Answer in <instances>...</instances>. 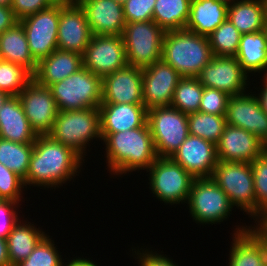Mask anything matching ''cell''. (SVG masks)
<instances>
[{
	"mask_svg": "<svg viewBox=\"0 0 267 266\" xmlns=\"http://www.w3.org/2000/svg\"><path fill=\"white\" fill-rule=\"evenodd\" d=\"M49 88L59 111L95 108L102 102V77L84 66Z\"/></svg>",
	"mask_w": 267,
	"mask_h": 266,
	"instance_id": "obj_5",
	"label": "cell"
},
{
	"mask_svg": "<svg viewBox=\"0 0 267 266\" xmlns=\"http://www.w3.org/2000/svg\"><path fill=\"white\" fill-rule=\"evenodd\" d=\"M53 140L72 148L83 159L89 141L100 134L99 107L82 110L58 111L52 130L48 134Z\"/></svg>",
	"mask_w": 267,
	"mask_h": 266,
	"instance_id": "obj_4",
	"label": "cell"
},
{
	"mask_svg": "<svg viewBox=\"0 0 267 266\" xmlns=\"http://www.w3.org/2000/svg\"><path fill=\"white\" fill-rule=\"evenodd\" d=\"M251 168L256 199L255 225H259L267 217V154L264 151L251 162Z\"/></svg>",
	"mask_w": 267,
	"mask_h": 266,
	"instance_id": "obj_37",
	"label": "cell"
},
{
	"mask_svg": "<svg viewBox=\"0 0 267 266\" xmlns=\"http://www.w3.org/2000/svg\"><path fill=\"white\" fill-rule=\"evenodd\" d=\"M17 22L11 7L0 6V34L14 26Z\"/></svg>",
	"mask_w": 267,
	"mask_h": 266,
	"instance_id": "obj_45",
	"label": "cell"
},
{
	"mask_svg": "<svg viewBox=\"0 0 267 266\" xmlns=\"http://www.w3.org/2000/svg\"><path fill=\"white\" fill-rule=\"evenodd\" d=\"M100 133H117L143 127L147 123V109L143 104L101 103Z\"/></svg>",
	"mask_w": 267,
	"mask_h": 266,
	"instance_id": "obj_23",
	"label": "cell"
},
{
	"mask_svg": "<svg viewBox=\"0 0 267 266\" xmlns=\"http://www.w3.org/2000/svg\"><path fill=\"white\" fill-rule=\"evenodd\" d=\"M84 159L72 148L53 140L49 135H38L24 180L25 188L61 187L80 174ZM76 174V175H75Z\"/></svg>",
	"mask_w": 267,
	"mask_h": 266,
	"instance_id": "obj_1",
	"label": "cell"
},
{
	"mask_svg": "<svg viewBox=\"0 0 267 266\" xmlns=\"http://www.w3.org/2000/svg\"><path fill=\"white\" fill-rule=\"evenodd\" d=\"M82 67L83 61L80 53L56 49L37 63L33 79L39 85L50 87L71 76Z\"/></svg>",
	"mask_w": 267,
	"mask_h": 266,
	"instance_id": "obj_24",
	"label": "cell"
},
{
	"mask_svg": "<svg viewBox=\"0 0 267 266\" xmlns=\"http://www.w3.org/2000/svg\"><path fill=\"white\" fill-rule=\"evenodd\" d=\"M189 134L208 140L215 145L224 132L225 116L195 112L187 115Z\"/></svg>",
	"mask_w": 267,
	"mask_h": 266,
	"instance_id": "obj_33",
	"label": "cell"
},
{
	"mask_svg": "<svg viewBox=\"0 0 267 266\" xmlns=\"http://www.w3.org/2000/svg\"><path fill=\"white\" fill-rule=\"evenodd\" d=\"M0 266H11L6 239L0 238Z\"/></svg>",
	"mask_w": 267,
	"mask_h": 266,
	"instance_id": "obj_47",
	"label": "cell"
},
{
	"mask_svg": "<svg viewBox=\"0 0 267 266\" xmlns=\"http://www.w3.org/2000/svg\"><path fill=\"white\" fill-rule=\"evenodd\" d=\"M187 204L195 223L205 225L226 221L234 207L212 178H194Z\"/></svg>",
	"mask_w": 267,
	"mask_h": 266,
	"instance_id": "obj_10",
	"label": "cell"
},
{
	"mask_svg": "<svg viewBox=\"0 0 267 266\" xmlns=\"http://www.w3.org/2000/svg\"><path fill=\"white\" fill-rule=\"evenodd\" d=\"M37 136L18 96H10L0 109V138L18 143H34Z\"/></svg>",
	"mask_w": 267,
	"mask_h": 266,
	"instance_id": "obj_26",
	"label": "cell"
},
{
	"mask_svg": "<svg viewBox=\"0 0 267 266\" xmlns=\"http://www.w3.org/2000/svg\"><path fill=\"white\" fill-rule=\"evenodd\" d=\"M243 71L249 75L267 73V30L241 34L240 43L235 56Z\"/></svg>",
	"mask_w": 267,
	"mask_h": 266,
	"instance_id": "obj_28",
	"label": "cell"
},
{
	"mask_svg": "<svg viewBox=\"0 0 267 266\" xmlns=\"http://www.w3.org/2000/svg\"><path fill=\"white\" fill-rule=\"evenodd\" d=\"M66 1L59 0L54 5L19 21L28 40L30 53L37 62L58 49L60 7Z\"/></svg>",
	"mask_w": 267,
	"mask_h": 266,
	"instance_id": "obj_11",
	"label": "cell"
},
{
	"mask_svg": "<svg viewBox=\"0 0 267 266\" xmlns=\"http://www.w3.org/2000/svg\"><path fill=\"white\" fill-rule=\"evenodd\" d=\"M230 0H191L185 30L208 37L228 16Z\"/></svg>",
	"mask_w": 267,
	"mask_h": 266,
	"instance_id": "obj_25",
	"label": "cell"
},
{
	"mask_svg": "<svg viewBox=\"0 0 267 266\" xmlns=\"http://www.w3.org/2000/svg\"><path fill=\"white\" fill-rule=\"evenodd\" d=\"M191 0H156L153 21L164 31L185 29Z\"/></svg>",
	"mask_w": 267,
	"mask_h": 266,
	"instance_id": "obj_31",
	"label": "cell"
},
{
	"mask_svg": "<svg viewBox=\"0 0 267 266\" xmlns=\"http://www.w3.org/2000/svg\"><path fill=\"white\" fill-rule=\"evenodd\" d=\"M203 88L197 77H182L174 90L170 106L187 115L198 112Z\"/></svg>",
	"mask_w": 267,
	"mask_h": 266,
	"instance_id": "obj_34",
	"label": "cell"
},
{
	"mask_svg": "<svg viewBox=\"0 0 267 266\" xmlns=\"http://www.w3.org/2000/svg\"><path fill=\"white\" fill-rule=\"evenodd\" d=\"M229 95L215 88L204 87L199 112L226 115Z\"/></svg>",
	"mask_w": 267,
	"mask_h": 266,
	"instance_id": "obj_40",
	"label": "cell"
},
{
	"mask_svg": "<svg viewBox=\"0 0 267 266\" xmlns=\"http://www.w3.org/2000/svg\"><path fill=\"white\" fill-rule=\"evenodd\" d=\"M229 253V266H261L267 261V234L258 226H237Z\"/></svg>",
	"mask_w": 267,
	"mask_h": 266,
	"instance_id": "obj_20",
	"label": "cell"
},
{
	"mask_svg": "<svg viewBox=\"0 0 267 266\" xmlns=\"http://www.w3.org/2000/svg\"><path fill=\"white\" fill-rule=\"evenodd\" d=\"M59 0H12L11 9L18 21L54 5Z\"/></svg>",
	"mask_w": 267,
	"mask_h": 266,
	"instance_id": "obj_43",
	"label": "cell"
},
{
	"mask_svg": "<svg viewBox=\"0 0 267 266\" xmlns=\"http://www.w3.org/2000/svg\"><path fill=\"white\" fill-rule=\"evenodd\" d=\"M54 240L47 234L34 248L32 253L15 266H63L62 255L57 250Z\"/></svg>",
	"mask_w": 267,
	"mask_h": 266,
	"instance_id": "obj_38",
	"label": "cell"
},
{
	"mask_svg": "<svg viewBox=\"0 0 267 266\" xmlns=\"http://www.w3.org/2000/svg\"><path fill=\"white\" fill-rule=\"evenodd\" d=\"M147 123L158 157H171L189 136L187 114L171 106L148 109Z\"/></svg>",
	"mask_w": 267,
	"mask_h": 266,
	"instance_id": "obj_8",
	"label": "cell"
},
{
	"mask_svg": "<svg viewBox=\"0 0 267 266\" xmlns=\"http://www.w3.org/2000/svg\"><path fill=\"white\" fill-rule=\"evenodd\" d=\"M170 158L194 178H211L218 161L216 145L191 134Z\"/></svg>",
	"mask_w": 267,
	"mask_h": 266,
	"instance_id": "obj_18",
	"label": "cell"
},
{
	"mask_svg": "<svg viewBox=\"0 0 267 266\" xmlns=\"http://www.w3.org/2000/svg\"><path fill=\"white\" fill-rule=\"evenodd\" d=\"M264 76H262V84L261 86H263V88H261L260 93L256 94L258 96L257 99L260 103L261 109L267 114V76L265 74H263Z\"/></svg>",
	"mask_w": 267,
	"mask_h": 266,
	"instance_id": "obj_46",
	"label": "cell"
},
{
	"mask_svg": "<svg viewBox=\"0 0 267 266\" xmlns=\"http://www.w3.org/2000/svg\"><path fill=\"white\" fill-rule=\"evenodd\" d=\"M258 226L267 234V217Z\"/></svg>",
	"mask_w": 267,
	"mask_h": 266,
	"instance_id": "obj_50",
	"label": "cell"
},
{
	"mask_svg": "<svg viewBox=\"0 0 267 266\" xmlns=\"http://www.w3.org/2000/svg\"><path fill=\"white\" fill-rule=\"evenodd\" d=\"M24 180L0 163V197L20 204ZM23 188V189H22Z\"/></svg>",
	"mask_w": 267,
	"mask_h": 266,
	"instance_id": "obj_39",
	"label": "cell"
},
{
	"mask_svg": "<svg viewBox=\"0 0 267 266\" xmlns=\"http://www.w3.org/2000/svg\"><path fill=\"white\" fill-rule=\"evenodd\" d=\"M229 96L225 119L230 126L243 128L263 143L267 140V114L255 94Z\"/></svg>",
	"mask_w": 267,
	"mask_h": 266,
	"instance_id": "obj_17",
	"label": "cell"
},
{
	"mask_svg": "<svg viewBox=\"0 0 267 266\" xmlns=\"http://www.w3.org/2000/svg\"><path fill=\"white\" fill-rule=\"evenodd\" d=\"M22 205L12 200L0 202V238L6 239L13 226L19 221L16 210Z\"/></svg>",
	"mask_w": 267,
	"mask_h": 266,
	"instance_id": "obj_42",
	"label": "cell"
},
{
	"mask_svg": "<svg viewBox=\"0 0 267 266\" xmlns=\"http://www.w3.org/2000/svg\"><path fill=\"white\" fill-rule=\"evenodd\" d=\"M84 10L93 35H122L126 20L123 5L114 0H75Z\"/></svg>",
	"mask_w": 267,
	"mask_h": 266,
	"instance_id": "obj_22",
	"label": "cell"
},
{
	"mask_svg": "<svg viewBox=\"0 0 267 266\" xmlns=\"http://www.w3.org/2000/svg\"><path fill=\"white\" fill-rule=\"evenodd\" d=\"M92 36L84 10L75 0H67L60 7L57 48L82 55Z\"/></svg>",
	"mask_w": 267,
	"mask_h": 266,
	"instance_id": "obj_15",
	"label": "cell"
},
{
	"mask_svg": "<svg viewBox=\"0 0 267 266\" xmlns=\"http://www.w3.org/2000/svg\"><path fill=\"white\" fill-rule=\"evenodd\" d=\"M182 76L162 59L142 69L145 108L170 106L174 90Z\"/></svg>",
	"mask_w": 267,
	"mask_h": 266,
	"instance_id": "obj_16",
	"label": "cell"
},
{
	"mask_svg": "<svg viewBox=\"0 0 267 266\" xmlns=\"http://www.w3.org/2000/svg\"><path fill=\"white\" fill-rule=\"evenodd\" d=\"M156 0H127L123 4L126 23L153 20Z\"/></svg>",
	"mask_w": 267,
	"mask_h": 266,
	"instance_id": "obj_41",
	"label": "cell"
},
{
	"mask_svg": "<svg viewBox=\"0 0 267 266\" xmlns=\"http://www.w3.org/2000/svg\"><path fill=\"white\" fill-rule=\"evenodd\" d=\"M33 80V74L24 66L0 60V91L18 96Z\"/></svg>",
	"mask_w": 267,
	"mask_h": 266,
	"instance_id": "obj_36",
	"label": "cell"
},
{
	"mask_svg": "<svg viewBox=\"0 0 267 266\" xmlns=\"http://www.w3.org/2000/svg\"><path fill=\"white\" fill-rule=\"evenodd\" d=\"M100 134L111 175L147 170L158 158L148 123L124 132Z\"/></svg>",
	"mask_w": 267,
	"mask_h": 266,
	"instance_id": "obj_2",
	"label": "cell"
},
{
	"mask_svg": "<svg viewBox=\"0 0 267 266\" xmlns=\"http://www.w3.org/2000/svg\"><path fill=\"white\" fill-rule=\"evenodd\" d=\"M227 18L241 34L262 31L267 26L266 2L265 0H230Z\"/></svg>",
	"mask_w": 267,
	"mask_h": 266,
	"instance_id": "obj_27",
	"label": "cell"
},
{
	"mask_svg": "<svg viewBox=\"0 0 267 266\" xmlns=\"http://www.w3.org/2000/svg\"><path fill=\"white\" fill-rule=\"evenodd\" d=\"M83 66L103 77L128 65L122 35H93L82 54Z\"/></svg>",
	"mask_w": 267,
	"mask_h": 266,
	"instance_id": "obj_12",
	"label": "cell"
},
{
	"mask_svg": "<svg viewBox=\"0 0 267 266\" xmlns=\"http://www.w3.org/2000/svg\"><path fill=\"white\" fill-rule=\"evenodd\" d=\"M264 152L267 154V140L264 142Z\"/></svg>",
	"mask_w": 267,
	"mask_h": 266,
	"instance_id": "obj_53",
	"label": "cell"
},
{
	"mask_svg": "<svg viewBox=\"0 0 267 266\" xmlns=\"http://www.w3.org/2000/svg\"><path fill=\"white\" fill-rule=\"evenodd\" d=\"M25 115L37 135H48L52 130L58 108L51 89L34 79L18 95Z\"/></svg>",
	"mask_w": 267,
	"mask_h": 266,
	"instance_id": "obj_14",
	"label": "cell"
},
{
	"mask_svg": "<svg viewBox=\"0 0 267 266\" xmlns=\"http://www.w3.org/2000/svg\"><path fill=\"white\" fill-rule=\"evenodd\" d=\"M33 148L34 143H18L0 138V163L25 180Z\"/></svg>",
	"mask_w": 267,
	"mask_h": 266,
	"instance_id": "obj_32",
	"label": "cell"
},
{
	"mask_svg": "<svg viewBox=\"0 0 267 266\" xmlns=\"http://www.w3.org/2000/svg\"><path fill=\"white\" fill-rule=\"evenodd\" d=\"M67 263V264H66ZM63 266H98L94 261H91L90 259H85V258H76L69 260V262L63 263Z\"/></svg>",
	"mask_w": 267,
	"mask_h": 266,
	"instance_id": "obj_48",
	"label": "cell"
},
{
	"mask_svg": "<svg viewBox=\"0 0 267 266\" xmlns=\"http://www.w3.org/2000/svg\"><path fill=\"white\" fill-rule=\"evenodd\" d=\"M12 0H0V6L11 7Z\"/></svg>",
	"mask_w": 267,
	"mask_h": 266,
	"instance_id": "obj_51",
	"label": "cell"
},
{
	"mask_svg": "<svg viewBox=\"0 0 267 266\" xmlns=\"http://www.w3.org/2000/svg\"><path fill=\"white\" fill-rule=\"evenodd\" d=\"M0 53L2 60L27 68L32 74L37 69V61L32 57L23 26L17 22L0 34Z\"/></svg>",
	"mask_w": 267,
	"mask_h": 266,
	"instance_id": "obj_29",
	"label": "cell"
},
{
	"mask_svg": "<svg viewBox=\"0 0 267 266\" xmlns=\"http://www.w3.org/2000/svg\"><path fill=\"white\" fill-rule=\"evenodd\" d=\"M261 266H267V261L264 264H262Z\"/></svg>",
	"mask_w": 267,
	"mask_h": 266,
	"instance_id": "obj_54",
	"label": "cell"
},
{
	"mask_svg": "<svg viewBox=\"0 0 267 266\" xmlns=\"http://www.w3.org/2000/svg\"><path fill=\"white\" fill-rule=\"evenodd\" d=\"M248 77L251 76L243 71L236 57L214 56L202 68L197 79L204 87L215 88L233 96L247 91Z\"/></svg>",
	"mask_w": 267,
	"mask_h": 266,
	"instance_id": "obj_13",
	"label": "cell"
},
{
	"mask_svg": "<svg viewBox=\"0 0 267 266\" xmlns=\"http://www.w3.org/2000/svg\"><path fill=\"white\" fill-rule=\"evenodd\" d=\"M146 171L149 188L158 200L170 205L187 204L194 177L180 164L170 157H158Z\"/></svg>",
	"mask_w": 267,
	"mask_h": 266,
	"instance_id": "obj_7",
	"label": "cell"
},
{
	"mask_svg": "<svg viewBox=\"0 0 267 266\" xmlns=\"http://www.w3.org/2000/svg\"><path fill=\"white\" fill-rule=\"evenodd\" d=\"M115 2L123 5L127 0H114Z\"/></svg>",
	"mask_w": 267,
	"mask_h": 266,
	"instance_id": "obj_52",
	"label": "cell"
},
{
	"mask_svg": "<svg viewBox=\"0 0 267 266\" xmlns=\"http://www.w3.org/2000/svg\"><path fill=\"white\" fill-rule=\"evenodd\" d=\"M143 104L142 69L126 65L102 77V102Z\"/></svg>",
	"mask_w": 267,
	"mask_h": 266,
	"instance_id": "obj_19",
	"label": "cell"
},
{
	"mask_svg": "<svg viewBox=\"0 0 267 266\" xmlns=\"http://www.w3.org/2000/svg\"><path fill=\"white\" fill-rule=\"evenodd\" d=\"M133 250H135L133 255L137 256L135 258L138 259L139 266H178L175 262L173 263V259L171 260L165 255L158 254L156 251H148V249L144 251L143 249L141 252L139 249L132 248V252Z\"/></svg>",
	"mask_w": 267,
	"mask_h": 266,
	"instance_id": "obj_44",
	"label": "cell"
},
{
	"mask_svg": "<svg viewBox=\"0 0 267 266\" xmlns=\"http://www.w3.org/2000/svg\"><path fill=\"white\" fill-rule=\"evenodd\" d=\"M9 97L10 95L8 93L0 91V109Z\"/></svg>",
	"mask_w": 267,
	"mask_h": 266,
	"instance_id": "obj_49",
	"label": "cell"
},
{
	"mask_svg": "<svg viewBox=\"0 0 267 266\" xmlns=\"http://www.w3.org/2000/svg\"><path fill=\"white\" fill-rule=\"evenodd\" d=\"M264 151V143L243 128L226 125L216 144L217 160L251 163Z\"/></svg>",
	"mask_w": 267,
	"mask_h": 266,
	"instance_id": "obj_21",
	"label": "cell"
},
{
	"mask_svg": "<svg viewBox=\"0 0 267 266\" xmlns=\"http://www.w3.org/2000/svg\"><path fill=\"white\" fill-rule=\"evenodd\" d=\"M240 37L239 30L227 18L208 36L213 56L235 57Z\"/></svg>",
	"mask_w": 267,
	"mask_h": 266,
	"instance_id": "obj_35",
	"label": "cell"
},
{
	"mask_svg": "<svg viewBox=\"0 0 267 266\" xmlns=\"http://www.w3.org/2000/svg\"><path fill=\"white\" fill-rule=\"evenodd\" d=\"M164 34L153 20L126 23L122 37L128 65L143 69L161 60Z\"/></svg>",
	"mask_w": 267,
	"mask_h": 266,
	"instance_id": "obj_9",
	"label": "cell"
},
{
	"mask_svg": "<svg viewBox=\"0 0 267 266\" xmlns=\"http://www.w3.org/2000/svg\"><path fill=\"white\" fill-rule=\"evenodd\" d=\"M213 57L208 37L185 29L165 31L161 59L182 77H197Z\"/></svg>",
	"mask_w": 267,
	"mask_h": 266,
	"instance_id": "obj_3",
	"label": "cell"
},
{
	"mask_svg": "<svg viewBox=\"0 0 267 266\" xmlns=\"http://www.w3.org/2000/svg\"><path fill=\"white\" fill-rule=\"evenodd\" d=\"M34 224L27 221H19L13 226L12 231L6 238L8 255L11 266L25 260L47 235L45 231L39 230Z\"/></svg>",
	"mask_w": 267,
	"mask_h": 266,
	"instance_id": "obj_30",
	"label": "cell"
},
{
	"mask_svg": "<svg viewBox=\"0 0 267 266\" xmlns=\"http://www.w3.org/2000/svg\"><path fill=\"white\" fill-rule=\"evenodd\" d=\"M231 204L256 219V199L251 163L217 161L211 177Z\"/></svg>",
	"mask_w": 267,
	"mask_h": 266,
	"instance_id": "obj_6",
	"label": "cell"
}]
</instances>
